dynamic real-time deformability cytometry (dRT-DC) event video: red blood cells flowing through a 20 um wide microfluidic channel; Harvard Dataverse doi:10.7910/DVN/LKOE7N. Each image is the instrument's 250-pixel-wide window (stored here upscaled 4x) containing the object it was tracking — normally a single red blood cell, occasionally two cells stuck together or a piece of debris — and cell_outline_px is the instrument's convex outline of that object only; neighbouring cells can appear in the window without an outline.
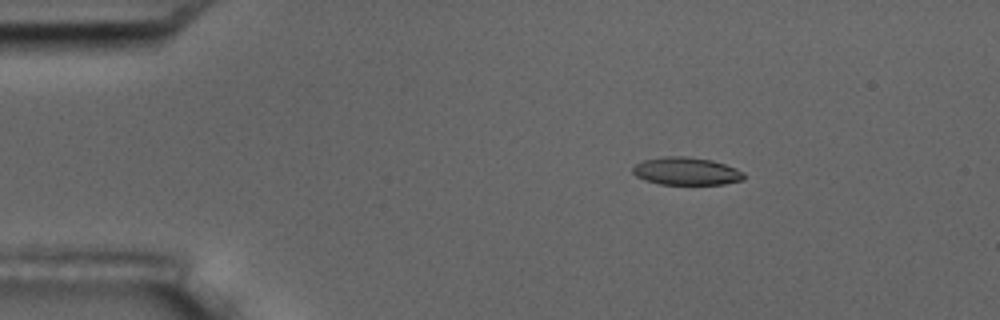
{"species": "common noctule bat (a hibernating species)", "species_latin": "Nyctalus noctula", "temperature_condition": "room temperature", "stored_images_in_passage": 5, "camera_frame_rate_fps": 3000, "um_per_image_px": 0.085, "animal": {"sex": "male", "body_mass_g": 17.5, "forearm_length_mm": 52.3}, "frame": {"image": 1, "passage_image": 2, "time_ms": 1.333, "image_size_px": [1000, 320], "cell_outline_px": [[744, 180], [724, 184], [660, 184], [644, 180], [636, 176], [632, 172], [632, 168], [636, 164], [644, 160], [664, 156], [684, 156], [712, 160], [736, 168], [744, 172]], "centroid_in_image_um": [58.34, 14.55], "position_along_channel_um": 26.7, "area_um2": 17.98}}